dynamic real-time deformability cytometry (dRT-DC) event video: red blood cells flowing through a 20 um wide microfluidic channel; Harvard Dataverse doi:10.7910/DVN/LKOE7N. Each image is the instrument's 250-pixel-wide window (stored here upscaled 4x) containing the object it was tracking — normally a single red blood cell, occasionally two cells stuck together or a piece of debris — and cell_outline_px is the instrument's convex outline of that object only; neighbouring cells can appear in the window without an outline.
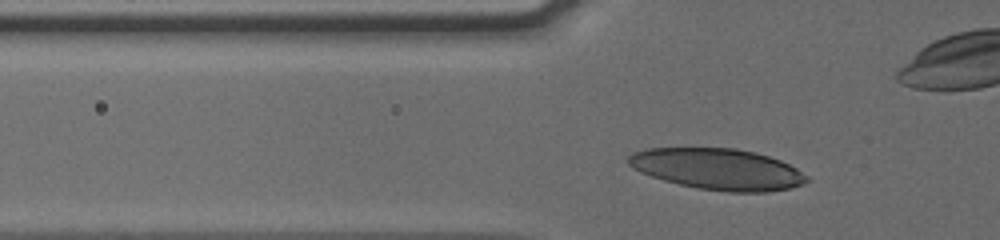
{"species": "human", "species_latin": "Homo sapiens", "temperature_condition": "cold", "stored_images_in_passage": 33, "camera_frame_rate_fps": 3000, "um_per_image_px": 0.085, "donor": {"sex": "male"}, "frame": {"image": 1, "passage_image": 6, "time_ms": 1.667, "image_size_px": [1000, 240], "cell_outline_px": [[808, 180], [792, 188], [768, 192], [728, 192], [696, 188], [664, 180], [640, 172], [632, 168], [624, 160], [632, 152], [648, 148], [736, 148], [756, 152], [780, 160], [796, 168], [808, 176]], "centroid_in_image_um": [60.98, 14.37], "position_along_channel_um": 64.8, "area_um2": 42.95}}
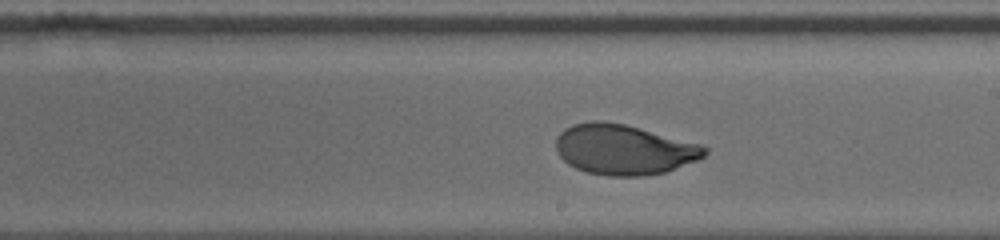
{"frame": {"image": 2, "passage_image": 20, "time_ms": 6.333, "image_size_px": [1000, 240], "cell_outline_px": [[708, 152], [704, 156], [696, 160], [668, 172], [644, 176], [608, 176], [588, 172], [576, 168], [568, 164], [560, 156], [556, 148], [556, 136], [564, 128], [572, 124], [592, 120], [600, 120], [624, 124], [700, 144], [708, 148]], "centroid_in_image_um": [53.01, 12.71], "position_along_channel_um": 236.0, "area_um2": 43.58}}
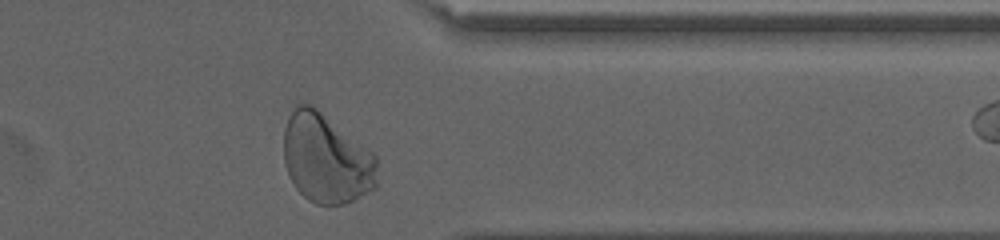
{"frame": {"image": 3, "passage_image": 32, "time_ms": 10.333, "image_size_px": [1000, 240], "cell_outline_px": [[376, 188], [344, 204], [316, 204], [308, 200], [296, 188], [288, 176], [284, 164], [284, 128], [288, 116], [296, 104], [312, 104], [372, 152], [376, 156]], "centroid_in_image_um": [27.7, 13.47], "position_along_channel_um": 383.7, "area_um2": 48.67}, "authors_computed_cell_mechanics": {"area_um2": 43.1766, "velocity_mm_per_s": 3.7925, "shape_relaxation_time_tau1_ms": 4.3742, "shape_relaxation_time_tau2_ms": null, "deformation_change_tau1": 0.1937, "deformation_change_tau2": null}}